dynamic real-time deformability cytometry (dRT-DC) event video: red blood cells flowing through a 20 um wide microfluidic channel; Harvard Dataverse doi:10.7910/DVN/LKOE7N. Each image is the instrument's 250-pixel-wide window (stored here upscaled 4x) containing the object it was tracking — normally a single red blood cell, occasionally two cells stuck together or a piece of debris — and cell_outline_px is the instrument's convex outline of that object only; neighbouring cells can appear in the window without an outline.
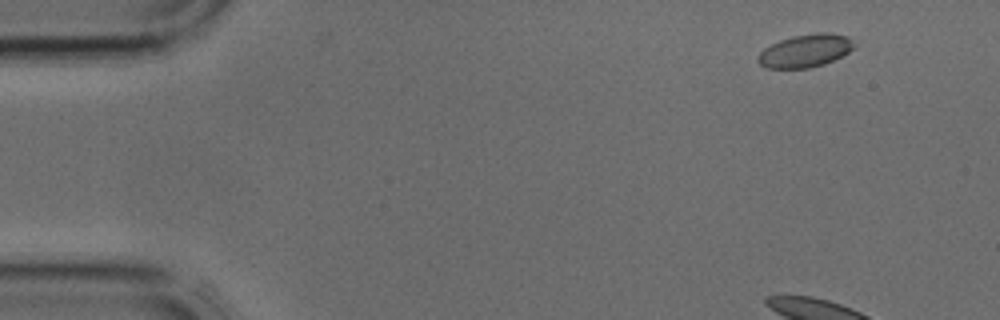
{"species": "common noctule bat (a hibernating species)", "species_latin": "Nyctalus noctula", "temperature_condition": "cold", "stored_images_in_passage": 4, "camera_frame_rate_fps": 3000, "um_per_image_px": 0.085, "animal": {"sex": "male", "body_mass_g": 17.9, "forearm_length_mm": 54.2}, "frame": {"image": 1, "passage_image": 1, "time_ms": 0.0, "image_size_px": [1000, 320], "cell_outline_px": [[856, 44], [848, 52], [824, 64], [808, 68], [764, 68], [756, 60], [756, 56], [764, 48], [780, 40], [792, 36], [816, 32], [828, 32], [848, 36], [856, 40]], "centroid_in_image_um": [68.45, 4.3], "position_along_channel_um": 16.6, "area_um2": 18.61}}
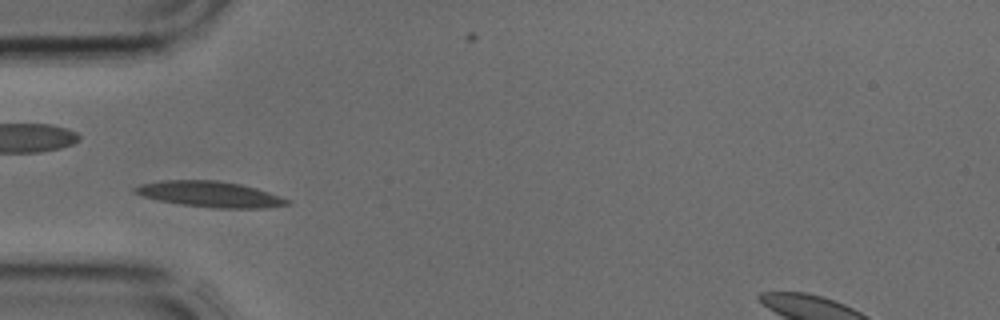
{"frame": {"image": 2, "passage_image": 4, "time_ms": 1.0, "image_size_px": [1000, 320], "cell_outline_px": [[292, 204], [264, 208], [216, 208], [180, 204], [160, 200], [144, 196], [132, 192], [132, 188], [140, 184], [160, 180], [216, 180], [240, 184], [256, 188], [292, 200]], "centroid_in_image_um": [17.86, 16.5], "position_along_channel_um": 67.1, "area_um2": 22.89}}